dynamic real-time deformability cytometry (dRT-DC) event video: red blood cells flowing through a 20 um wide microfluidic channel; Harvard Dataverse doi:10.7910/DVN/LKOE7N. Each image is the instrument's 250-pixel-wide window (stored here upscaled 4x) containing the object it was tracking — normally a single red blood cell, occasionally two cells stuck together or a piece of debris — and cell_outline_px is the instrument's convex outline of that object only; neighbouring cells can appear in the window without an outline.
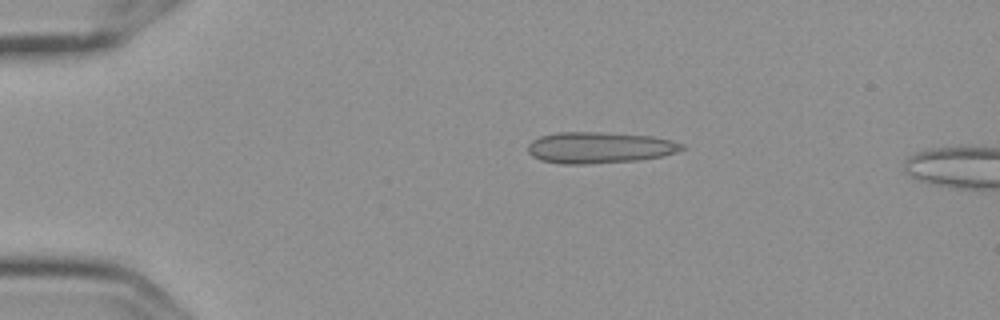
{"species": "Egyptian fruit bat (a non-hibernating species)", "species_latin": "Rousettus aegyptiacus", "temperature_condition": "cold", "stored_images_in_passage": 4, "camera_frame_rate_fps": 3000, "um_per_image_px": 0.085, "frame": {"image": 1, "passage_image": 3, "time_ms": 0.667, "image_size_px": [1000, 320], "cell_outline_px": [[688, 148], [676, 152], [660, 156], [640, 160], [584, 164], [560, 164], [540, 160], [532, 156], [528, 152], [528, 144], [532, 140], [540, 136], [556, 132], [600, 132], [652, 136], [684, 144]], "centroid_in_image_um": [50.93, 12.55], "position_along_channel_um": 34.1, "area_um2": 28.15}}